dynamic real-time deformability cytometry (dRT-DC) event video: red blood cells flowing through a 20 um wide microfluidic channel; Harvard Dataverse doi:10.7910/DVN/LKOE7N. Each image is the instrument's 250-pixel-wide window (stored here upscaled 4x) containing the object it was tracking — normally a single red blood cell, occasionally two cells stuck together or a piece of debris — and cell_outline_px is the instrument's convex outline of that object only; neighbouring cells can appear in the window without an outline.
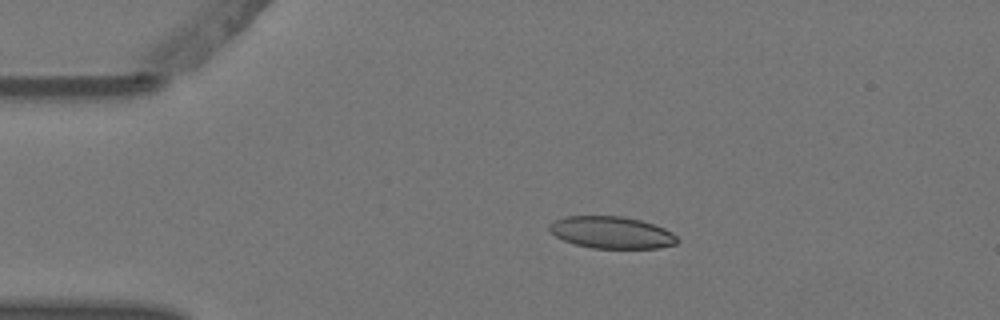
{"species": "Egyptian fruit bat (a non-hibernating species)", "species_latin": "Rousettus aegyptiacus", "temperature_condition": "warm", "stored_images_in_passage": 3, "camera_frame_rate_fps": 3000, "um_per_image_px": 0.085, "animal": {"sex": "female"}, "frame": {"image": 1, "passage_image": 2, "time_ms": 0.333, "image_size_px": [1000, 320], "cell_outline_px": [[680, 240], [676, 244], [660, 248], [592, 248], [576, 244], [564, 240], [548, 232], [548, 224], [564, 216], [624, 216], [640, 220], [664, 228], [672, 232]], "centroid_in_image_um": [51.98, 19.76], "position_along_channel_um": 33.0, "area_um2": 23.93}}